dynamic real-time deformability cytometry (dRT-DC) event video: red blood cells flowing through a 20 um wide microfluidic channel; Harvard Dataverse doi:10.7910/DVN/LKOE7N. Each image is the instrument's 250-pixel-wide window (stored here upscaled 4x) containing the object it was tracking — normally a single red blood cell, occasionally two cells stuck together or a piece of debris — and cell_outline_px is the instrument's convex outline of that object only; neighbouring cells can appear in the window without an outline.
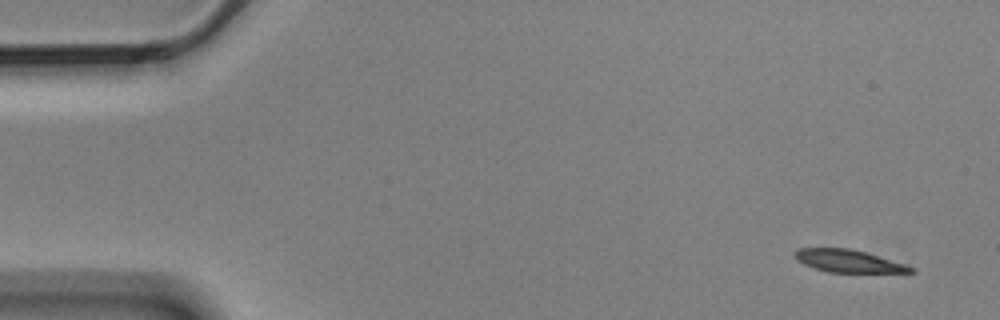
{"species": "Egyptian fruit bat (a non-hibernating species)", "species_latin": "Rousettus aegyptiacus", "temperature_condition": "cold", "stored_images_in_passage": 4, "segment_of_instrument_passage": [1, 2], "camera_frame_rate_fps": 3000, "um_per_image_px": 0.085, "animal": {"sex": "male"}, "frame": {"image": 1, "passage_image": 1, "time_ms": 0.0, "image_size_px": [1000, 320], "cell_outline_px": [[916, 272], [828, 272], [812, 268], [796, 260], [792, 256], [792, 252], [796, 248], [848, 248], [864, 252], [904, 264], [916, 268]], "centroid_in_image_um": [72.01, 22.18], "position_along_channel_um": 13.0, "area_um2": 15.2}}
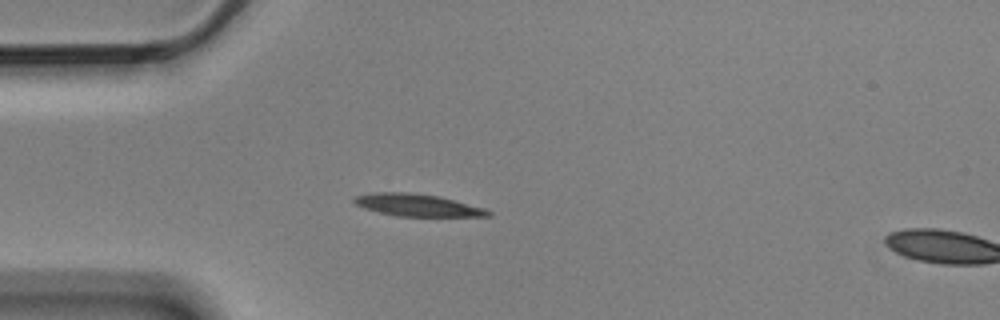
{"frame": {"image": 2, "passage_image": 3, "time_ms": 0.667, "image_size_px": [1000, 320], "cell_outline_px": [[492, 216], [396, 216], [364, 208], [356, 204], [352, 200], [356, 196], [376, 192], [404, 192], [440, 196], [484, 208], [492, 212]], "centroid_in_image_um": [35.49, 17.43], "position_along_channel_um": 49.5, "area_um2": 17.17}}